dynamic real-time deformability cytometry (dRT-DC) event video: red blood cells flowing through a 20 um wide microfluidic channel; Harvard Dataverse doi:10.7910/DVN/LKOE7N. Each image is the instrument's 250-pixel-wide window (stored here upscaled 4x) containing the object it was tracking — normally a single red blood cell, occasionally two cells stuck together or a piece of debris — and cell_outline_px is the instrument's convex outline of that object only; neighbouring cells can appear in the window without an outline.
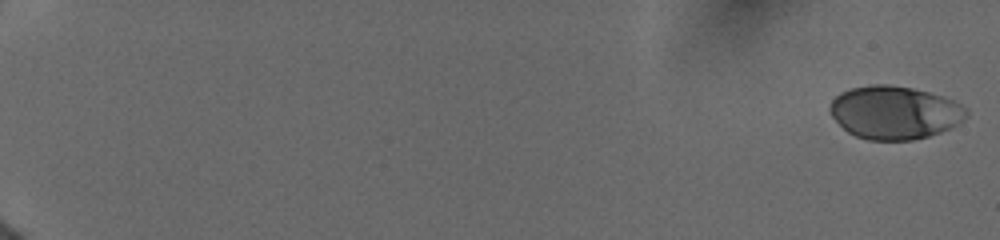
{"species": "human", "species_latin": "Homo sapiens", "temperature_condition": "cold", "stored_images_in_passage": 11, "camera_frame_rate_fps": 3000, "um_per_image_px": 0.085, "donor": {"sex": "female"}, "frame": {"image": 1, "passage_image": 1, "time_ms": 0.0, "image_size_px": [1000, 240], "cell_outline_px": [[968, 116], [964, 120], [940, 132], [928, 136], [912, 140], [868, 140], [856, 136], [848, 132], [828, 112], [828, 108], [832, 100], [840, 92], [852, 88], [872, 84], [884, 84], [912, 88], [944, 96], [968, 108]], "centroid_in_image_um": [76.04, 9.56], "position_along_channel_um": 9.0, "area_um2": 42.25}}
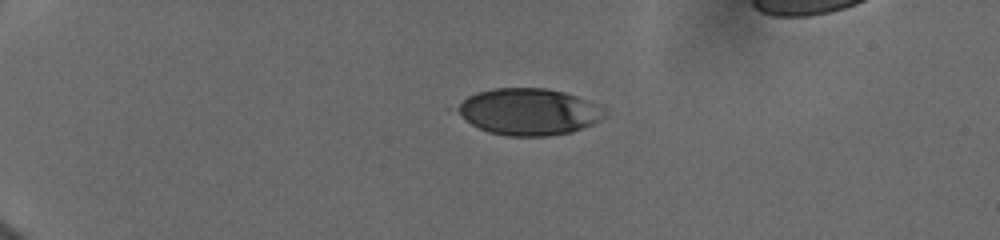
{"frame": {"image": 2, "passage_image": 8, "time_ms": 4.667, "image_size_px": [1000, 240], "cell_outline_px": [[608, 112], [600, 120], [592, 124], [572, 132], [548, 136], [504, 136], [488, 132], [472, 124], [444, 108], [476, 92], [496, 88], [548, 88], [564, 92], [600, 104]], "centroid_in_image_um": [44.83, 9.49], "position_along_channel_um": 40.2, "area_um2": 41.15}}
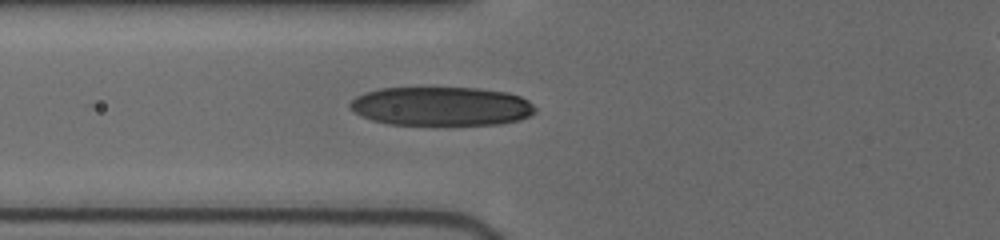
{"frame": {"image": 3, "passage_image": 11, "time_ms": 7.667, "image_size_px": [1000, 240], "cell_outline_px": [[536, 112], [520, 120], [500, 124], [388, 124], [372, 120], [360, 116], [348, 104], [356, 96], [364, 92], [380, 88], [480, 88], [508, 92], [520, 96], [528, 100], [536, 108]], "centroid_in_image_um": [37.52, 9.02], "position_along_channel_um": 88.3, "area_um2": 42.02}}